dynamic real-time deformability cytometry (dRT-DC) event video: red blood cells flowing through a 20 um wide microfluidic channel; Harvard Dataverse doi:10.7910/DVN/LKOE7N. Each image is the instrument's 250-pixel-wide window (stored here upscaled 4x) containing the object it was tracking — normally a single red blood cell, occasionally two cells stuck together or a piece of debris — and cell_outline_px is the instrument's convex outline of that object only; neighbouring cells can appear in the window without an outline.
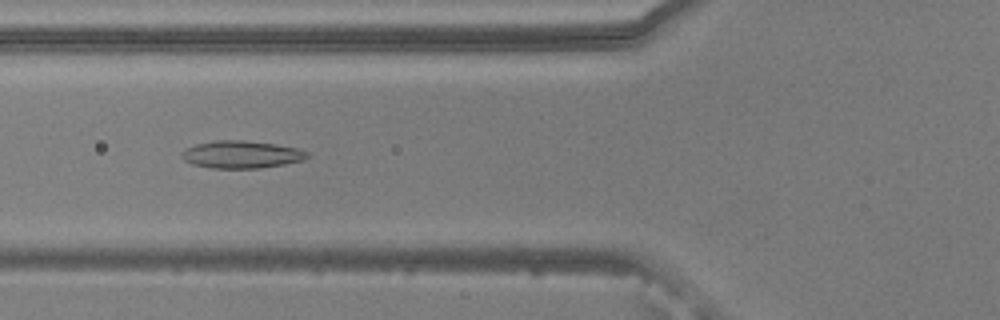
{"species": "common noctule bat (a hibernating species)", "species_latin": "Nyctalus noctula", "temperature_condition": "warm", "stored_images_in_passage": 53, "camera_frame_rate_fps": 3000, "um_per_image_px": 0.085, "animal": {"sex": "male", "body_mass_g": 20.5, "forearm_length_mm": 52.5}, "frame": {"image": 1, "passage_image": 20, "time_ms": 6.333, "image_size_px": [1000, 320], "cell_outline_px": [[308, 156], [304, 160], [284, 164], [260, 168], [212, 168], [192, 164], [184, 160], [180, 156], [180, 152], [196, 144], [216, 140], [244, 140], [276, 144], [296, 148], [308, 152]], "centroid_in_image_um": [20.5, 13.13], "position_along_channel_um": 105.3, "area_um2": 20.06}}
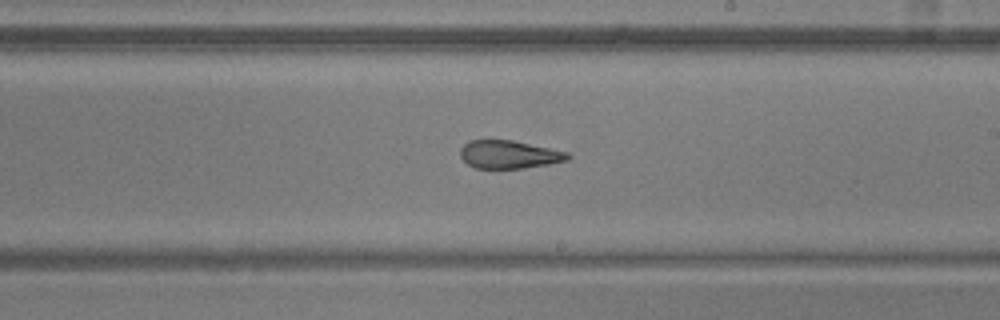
{"frame": {"image": 2, "passage_image": 31, "time_ms": 10.0, "image_size_px": [1000, 320], "cell_outline_px": [[572, 156], [568, 160], [548, 164], [524, 168], [476, 168], [468, 164], [460, 156], [460, 148], [464, 144], [472, 140], [512, 140], [568, 152]], "centroid_in_image_um": [43.28, 13.13], "position_along_channel_um": 245.7, "area_um2": 17.46}}
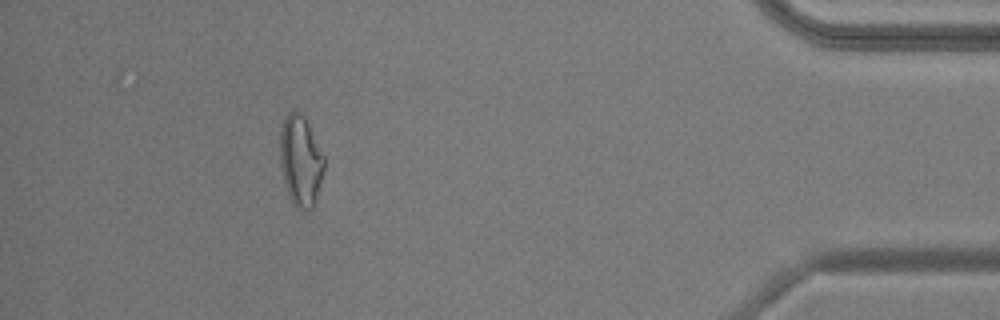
{"frame": {"image": 3, "passage_image": 48, "time_ms": 15.667, "image_size_px": [1000, 320], "cell_outline_px": [[324, 168], [316, 200], [312, 208], [308, 212], [304, 212], [296, 208], [292, 204], [284, 180], [280, 160], [280, 128], [284, 116], [292, 108], [300, 112], [304, 116], [324, 156]], "centroid_in_image_um": [25.54, 13.66], "position_along_channel_um": 409.7, "area_um2": 23.52}, "authors_computed_cell_mechanics": {"area_um2": 20.9236, "velocity_mm_per_s": 3.8226, "shape_relaxation_time_tau1_ms": null, "shape_relaxation_time_tau2_ms": 2.2993, "deformation_change_tau1": null, "deformation_change_tau2": 0.1073}}